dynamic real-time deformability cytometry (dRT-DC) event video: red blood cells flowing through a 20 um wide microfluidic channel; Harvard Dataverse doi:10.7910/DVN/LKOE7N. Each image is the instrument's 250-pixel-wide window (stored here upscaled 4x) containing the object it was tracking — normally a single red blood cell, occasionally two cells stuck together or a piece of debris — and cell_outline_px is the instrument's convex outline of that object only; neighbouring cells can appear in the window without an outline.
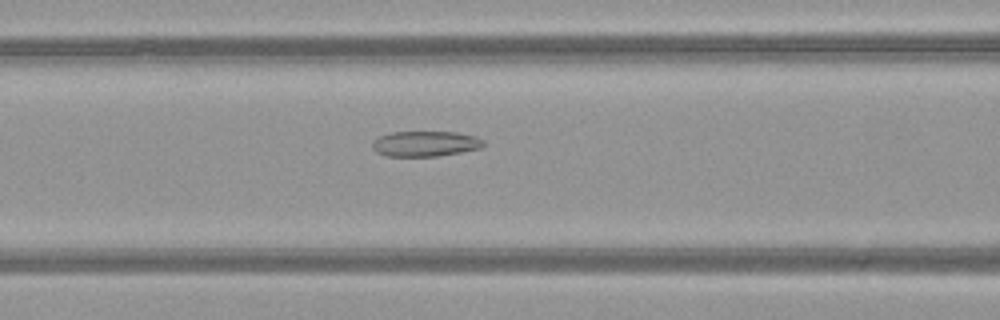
{"species": "common noctule bat (a hibernating species)", "species_latin": "Nyctalus noctula", "temperature_condition": "warm", "stored_images_in_passage": 38, "camera_frame_rate_fps": 3000, "um_per_image_px": 0.085, "animal": {"sex": "female", "body_mass_g": 21.9}, "frame": {"image": 1, "passage_image": 9, "time_ms": 2.667, "image_size_px": [1000, 320], "cell_outline_px": [[484, 144], [480, 148], [460, 152], [436, 156], [384, 156], [376, 152], [372, 148], [372, 140], [380, 136], [392, 132], [456, 132], [476, 136], [484, 140]], "centroid_in_image_um": [36.12, 12.21], "position_along_channel_um": 130.5, "area_um2": 16.47}}
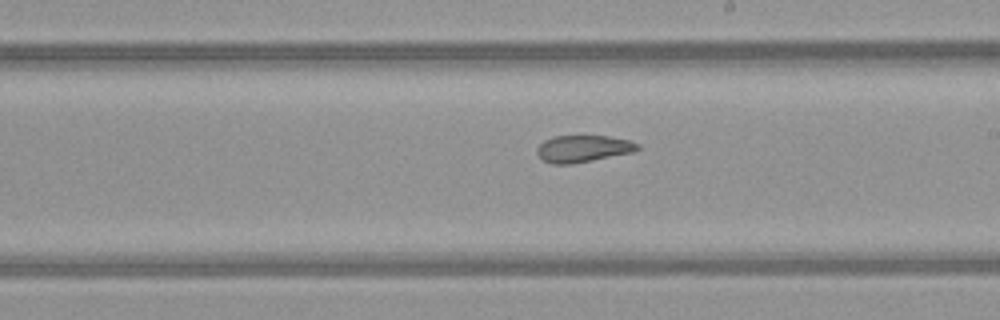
{"frame": {"image": 2, "passage_image": 17, "time_ms": 5.333, "image_size_px": [1000, 320], "cell_outline_px": [[640, 148], [632, 152], [572, 164], [552, 164], [544, 160], [536, 152], [536, 148], [544, 140], [552, 136], [608, 136], [628, 140], [640, 144]], "centroid_in_image_um": [49.54, 12.63], "position_along_channel_um": 239.5, "area_um2": 15.66}}
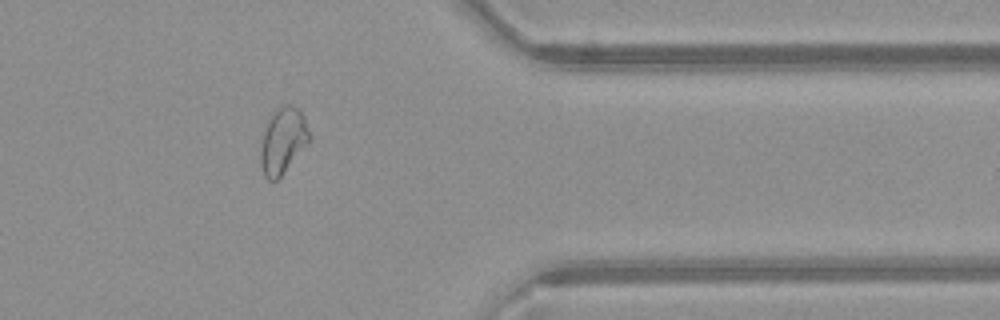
{"frame": {"image": 3, "passage_image": 29, "time_ms": 9.333, "image_size_px": [1000, 320], "cell_outline_px": [[312, 140], [280, 176], [276, 180], [268, 180], [264, 176], [260, 164], [260, 148], [264, 128], [272, 112], [276, 108], [284, 104], [292, 104], [300, 108], [304, 116], [312, 136]], "centroid_in_image_um": [24.07, 11.91], "position_along_channel_um": 387.3, "area_um2": 19.25}, "authors_computed_cell_mechanics": {"area_um2": 17.3111, "velocity_mm_per_s": 4.0941, "shape_relaxation_time_tau1_ms": null, "shape_relaxation_time_tau2_ms": 2.4798, "deformation_change_tau1": null, "deformation_change_tau2": 0.0981}}